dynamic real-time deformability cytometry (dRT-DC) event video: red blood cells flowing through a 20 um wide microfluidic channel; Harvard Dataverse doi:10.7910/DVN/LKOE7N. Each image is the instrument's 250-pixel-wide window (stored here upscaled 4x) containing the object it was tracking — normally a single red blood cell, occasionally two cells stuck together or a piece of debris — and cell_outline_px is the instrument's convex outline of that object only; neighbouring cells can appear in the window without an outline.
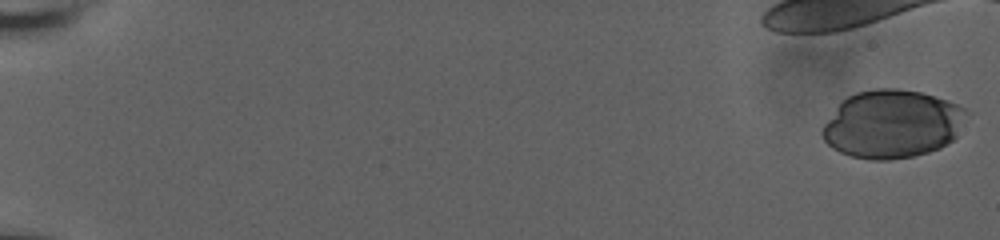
{"species": "human", "species_latin": "Homo sapiens", "temperature_condition": "room temperature", "stored_images_in_passage": 23, "camera_frame_rate_fps": 3000, "um_per_image_px": 0.085, "donor": {"sex": "male"}, "frame": {"image": 1, "passage_image": 1, "time_ms": 0.0, "image_size_px": [1000, 240], "cell_outline_px": [[972, 112], [956, 136], [952, 140], [940, 148], [928, 152], [912, 156], [888, 160], [868, 160], [852, 156], [840, 152], [832, 148], [824, 140], [820, 132], [824, 124], [836, 108], [848, 96], [856, 92], [876, 88], [896, 88], [920, 92], [948, 100]], "centroid_in_image_um": [75.87, 10.54], "position_along_channel_um": 9.1, "area_um2": 57.51}}